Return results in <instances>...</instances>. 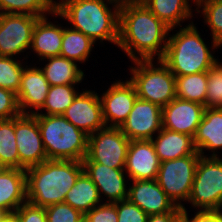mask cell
<instances>
[{
    "label": "cell",
    "mask_w": 222,
    "mask_h": 222,
    "mask_svg": "<svg viewBox=\"0 0 222 222\" xmlns=\"http://www.w3.org/2000/svg\"><path fill=\"white\" fill-rule=\"evenodd\" d=\"M19 222H47L45 207L36 206L28 201L14 212Z\"/></svg>",
    "instance_id": "obj_39"
},
{
    "label": "cell",
    "mask_w": 222,
    "mask_h": 222,
    "mask_svg": "<svg viewBox=\"0 0 222 222\" xmlns=\"http://www.w3.org/2000/svg\"><path fill=\"white\" fill-rule=\"evenodd\" d=\"M137 98L135 88L129 80L114 82L100 97L106 126L120 127Z\"/></svg>",
    "instance_id": "obj_14"
},
{
    "label": "cell",
    "mask_w": 222,
    "mask_h": 222,
    "mask_svg": "<svg viewBox=\"0 0 222 222\" xmlns=\"http://www.w3.org/2000/svg\"><path fill=\"white\" fill-rule=\"evenodd\" d=\"M129 140H151L162 129V108L137 98L127 119L119 127Z\"/></svg>",
    "instance_id": "obj_12"
},
{
    "label": "cell",
    "mask_w": 222,
    "mask_h": 222,
    "mask_svg": "<svg viewBox=\"0 0 222 222\" xmlns=\"http://www.w3.org/2000/svg\"><path fill=\"white\" fill-rule=\"evenodd\" d=\"M75 84L50 86L45 104L40 110H46L44 115H63L79 93Z\"/></svg>",
    "instance_id": "obj_31"
},
{
    "label": "cell",
    "mask_w": 222,
    "mask_h": 222,
    "mask_svg": "<svg viewBox=\"0 0 222 222\" xmlns=\"http://www.w3.org/2000/svg\"><path fill=\"white\" fill-rule=\"evenodd\" d=\"M15 136L19 155V169H28L47 159L37 118L32 114L15 117Z\"/></svg>",
    "instance_id": "obj_11"
},
{
    "label": "cell",
    "mask_w": 222,
    "mask_h": 222,
    "mask_svg": "<svg viewBox=\"0 0 222 222\" xmlns=\"http://www.w3.org/2000/svg\"><path fill=\"white\" fill-rule=\"evenodd\" d=\"M39 18L26 14H1L0 56L14 57L30 48L33 29Z\"/></svg>",
    "instance_id": "obj_10"
},
{
    "label": "cell",
    "mask_w": 222,
    "mask_h": 222,
    "mask_svg": "<svg viewBox=\"0 0 222 222\" xmlns=\"http://www.w3.org/2000/svg\"><path fill=\"white\" fill-rule=\"evenodd\" d=\"M221 198L222 159L200 156L188 202L198 210H217Z\"/></svg>",
    "instance_id": "obj_7"
},
{
    "label": "cell",
    "mask_w": 222,
    "mask_h": 222,
    "mask_svg": "<svg viewBox=\"0 0 222 222\" xmlns=\"http://www.w3.org/2000/svg\"><path fill=\"white\" fill-rule=\"evenodd\" d=\"M220 209H222V198H221V201H220V203H219V205H218V208H217V210H216V211H218V213L222 216V212H221Z\"/></svg>",
    "instance_id": "obj_43"
},
{
    "label": "cell",
    "mask_w": 222,
    "mask_h": 222,
    "mask_svg": "<svg viewBox=\"0 0 222 222\" xmlns=\"http://www.w3.org/2000/svg\"><path fill=\"white\" fill-rule=\"evenodd\" d=\"M176 97L205 106L208 71L191 75L175 76Z\"/></svg>",
    "instance_id": "obj_28"
},
{
    "label": "cell",
    "mask_w": 222,
    "mask_h": 222,
    "mask_svg": "<svg viewBox=\"0 0 222 222\" xmlns=\"http://www.w3.org/2000/svg\"><path fill=\"white\" fill-rule=\"evenodd\" d=\"M170 31L172 29L141 1L121 2L117 46L131 61L154 60L155 56H158L157 60H161L166 51Z\"/></svg>",
    "instance_id": "obj_1"
},
{
    "label": "cell",
    "mask_w": 222,
    "mask_h": 222,
    "mask_svg": "<svg viewBox=\"0 0 222 222\" xmlns=\"http://www.w3.org/2000/svg\"><path fill=\"white\" fill-rule=\"evenodd\" d=\"M196 150L204 157L203 150L213 152L210 157H218L215 150L222 149V108H205L201 123L193 137Z\"/></svg>",
    "instance_id": "obj_21"
},
{
    "label": "cell",
    "mask_w": 222,
    "mask_h": 222,
    "mask_svg": "<svg viewBox=\"0 0 222 222\" xmlns=\"http://www.w3.org/2000/svg\"><path fill=\"white\" fill-rule=\"evenodd\" d=\"M128 188V200L136 204L148 216L168 212H181L182 208L167 196L164 190L154 180H132Z\"/></svg>",
    "instance_id": "obj_16"
},
{
    "label": "cell",
    "mask_w": 222,
    "mask_h": 222,
    "mask_svg": "<svg viewBox=\"0 0 222 222\" xmlns=\"http://www.w3.org/2000/svg\"><path fill=\"white\" fill-rule=\"evenodd\" d=\"M118 222H147L148 215L128 199L116 202Z\"/></svg>",
    "instance_id": "obj_36"
},
{
    "label": "cell",
    "mask_w": 222,
    "mask_h": 222,
    "mask_svg": "<svg viewBox=\"0 0 222 222\" xmlns=\"http://www.w3.org/2000/svg\"><path fill=\"white\" fill-rule=\"evenodd\" d=\"M161 61L175 76H183L206 72L218 59L214 58L192 22L172 36L169 33Z\"/></svg>",
    "instance_id": "obj_4"
},
{
    "label": "cell",
    "mask_w": 222,
    "mask_h": 222,
    "mask_svg": "<svg viewBox=\"0 0 222 222\" xmlns=\"http://www.w3.org/2000/svg\"><path fill=\"white\" fill-rule=\"evenodd\" d=\"M84 222H118L116 202H105L92 208L85 214Z\"/></svg>",
    "instance_id": "obj_37"
},
{
    "label": "cell",
    "mask_w": 222,
    "mask_h": 222,
    "mask_svg": "<svg viewBox=\"0 0 222 222\" xmlns=\"http://www.w3.org/2000/svg\"><path fill=\"white\" fill-rule=\"evenodd\" d=\"M23 70L22 63L14 57L0 56V87L17 93Z\"/></svg>",
    "instance_id": "obj_33"
},
{
    "label": "cell",
    "mask_w": 222,
    "mask_h": 222,
    "mask_svg": "<svg viewBox=\"0 0 222 222\" xmlns=\"http://www.w3.org/2000/svg\"><path fill=\"white\" fill-rule=\"evenodd\" d=\"M26 201V170L4 168L0 172V210L14 213Z\"/></svg>",
    "instance_id": "obj_20"
},
{
    "label": "cell",
    "mask_w": 222,
    "mask_h": 222,
    "mask_svg": "<svg viewBox=\"0 0 222 222\" xmlns=\"http://www.w3.org/2000/svg\"><path fill=\"white\" fill-rule=\"evenodd\" d=\"M0 222H19L15 213L6 214Z\"/></svg>",
    "instance_id": "obj_42"
},
{
    "label": "cell",
    "mask_w": 222,
    "mask_h": 222,
    "mask_svg": "<svg viewBox=\"0 0 222 222\" xmlns=\"http://www.w3.org/2000/svg\"><path fill=\"white\" fill-rule=\"evenodd\" d=\"M16 93L0 87V120L20 116Z\"/></svg>",
    "instance_id": "obj_38"
},
{
    "label": "cell",
    "mask_w": 222,
    "mask_h": 222,
    "mask_svg": "<svg viewBox=\"0 0 222 222\" xmlns=\"http://www.w3.org/2000/svg\"><path fill=\"white\" fill-rule=\"evenodd\" d=\"M212 32V48L222 46V0H195Z\"/></svg>",
    "instance_id": "obj_32"
},
{
    "label": "cell",
    "mask_w": 222,
    "mask_h": 222,
    "mask_svg": "<svg viewBox=\"0 0 222 222\" xmlns=\"http://www.w3.org/2000/svg\"><path fill=\"white\" fill-rule=\"evenodd\" d=\"M147 222H181V212L149 215Z\"/></svg>",
    "instance_id": "obj_41"
},
{
    "label": "cell",
    "mask_w": 222,
    "mask_h": 222,
    "mask_svg": "<svg viewBox=\"0 0 222 222\" xmlns=\"http://www.w3.org/2000/svg\"><path fill=\"white\" fill-rule=\"evenodd\" d=\"M0 164L4 168L19 169V155L15 136V117L0 120Z\"/></svg>",
    "instance_id": "obj_29"
},
{
    "label": "cell",
    "mask_w": 222,
    "mask_h": 222,
    "mask_svg": "<svg viewBox=\"0 0 222 222\" xmlns=\"http://www.w3.org/2000/svg\"><path fill=\"white\" fill-rule=\"evenodd\" d=\"M7 213L3 210H0V220L6 215Z\"/></svg>",
    "instance_id": "obj_44"
},
{
    "label": "cell",
    "mask_w": 222,
    "mask_h": 222,
    "mask_svg": "<svg viewBox=\"0 0 222 222\" xmlns=\"http://www.w3.org/2000/svg\"><path fill=\"white\" fill-rule=\"evenodd\" d=\"M47 222H84V214L66 203L45 207Z\"/></svg>",
    "instance_id": "obj_35"
},
{
    "label": "cell",
    "mask_w": 222,
    "mask_h": 222,
    "mask_svg": "<svg viewBox=\"0 0 222 222\" xmlns=\"http://www.w3.org/2000/svg\"><path fill=\"white\" fill-rule=\"evenodd\" d=\"M170 29H175L180 22L192 18L189 0H139ZM191 17V18H189Z\"/></svg>",
    "instance_id": "obj_25"
},
{
    "label": "cell",
    "mask_w": 222,
    "mask_h": 222,
    "mask_svg": "<svg viewBox=\"0 0 222 222\" xmlns=\"http://www.w3.org/2000/svg\"><path fill=\"white\" fill-rule=\"evenodd\" d=\"M46 17L37 20L33 33L31 49L44 60L59 56L62 46L63 27L47 21Z\"/></svg>",
    "instance_id": "obj_23"
},
{
    "label": "cell",
    "mask_w": 222,
    "mask_h": 222,
    "mask_svg": "<svg viewBox=\"0 0 222 222\" xmlns=\"http://www.w3.org/2000/svg\"><path fill=\"white\" fill-rule=\"evenodd\" d=\"M84 172L73 160H45L26 169L27 201L40 207L64 203L68 191Z\"/></svg>",
    "instance_id": "obj_3"
},
{
    "label": "cell",
    "mask_w": 222,
    "mask_h": 222,
    "mask_svg": "<svg viewBox=\"0 0 222 222\" xmlns=\"http://www.w3.org/2000/svg\"><path fill=\"white\" fill-rule=\"evenodd\" d=\"M204 111V105L176 97L162 107V128L194 137Z\"/></svg>",
    "instance_id": "obj_15"
},
{
    "label": "cell",
    "mask_w": 222,
    "mask_h": 222,
    "mask_svg": "<svg viewBox=\"0 0 222 222\" xmlns=\"http://www.w3.org/2000/svg\"><path fill=\"white\" fill-rule=\"evenodd\" d=\"M200 156L196 151L194 154L160 164L156 181L178 207H183L181 201H188Z\"/></svg>",
    "instance_id": "obj_8"
},
{
    "label": "cell",
    "mask_w": 222,
    "mask_h": 222,
    "mask_svg": "<svg viewBox=\"0 0 222 222\" xmlns=\"http://www.w3.org/2000/svg\"><path fill=\"white\" fill-rule=\"evenodd\" d=\"M129 145L130 140L119 127L105 126L88 136L87 154L82 161L125 169Z\"/></svg>",
    "instance_id": "obj_9"
},
{
    "label": "cell",
    "mask_w": 222,
    "mask_h": 222,
    "mask_svg": "<svg viewBox=\"0 0 222 222\" xmlns=\"http://www.w3.org/2000/svg\"><path fill=\"white\" fill-rule=\"evenodd\" d=\"M82 164L84 172L98 188L100 198L101 194L109 198L106 203H115L128 198L124 169L110 168L93 161H82Z\"/></svg>",
    "instance_id": "obj_17"
},
{
    "label": "cell",
    "mask_w": 222,
    "mask_h": 222,
    "mask_svg": "<svg viewBox=\"0 0 222 222\" xmlns=\"http://www.w3.org/2000/svg\"><path fill=\"white\" fill-rule=\"evenodd\" d=\"M33 115L37 118L47 159L82 162L87 154V134L63 115H44L43 112Z\"/></svg>",
    "instance_id": "obj_5"
},
{
    "label": "cell",
    "mask_w": 222,
    "mask_h": 222,
    "mask_svg": "<svg viewBox=\"0 0 222 222\" xmlns=\"http://www.w3.org/2000/svg\"><path fill=\"white\" fill-rule=\"evenodd\" d=\"M154 60L133 61L136 67L131 68V78L138 98L150 101L161 108L176 98L175 75L161 61L155 67Z\"/></svg>",
    "instance_id": "obj_6"
},
{
    "label": "cell",
    "mask_w": 222,
    "mask_h": 222,
    "mask_svg": "<svg viewBox=\"0 0 222 222\" xmlns=\"http://www.w3.org/2000/svg\"><path fill=\"white\" fill-rule=\"evenodd\" d=\"M94 44L95 42L81 31L72 29V27L63 28L60 56L75 62H85L91 54Z\"/></svg>",
    "instance_id": "obj_27"
},
{
    "label": "cell",
    "mask_w": 222,
    "mask_h": 222,
    "mask_svg": "<svg viewBox=\"0 0 222 222\" xmlns=\"http://www.w3.org/2000/svg\"><path fill=\"white\" fill-rule=\"evenodd\" d=\"M27 67L22 72L20 88L16 96L21 114L33 115L35 110L38 112L45 104L50 85L39 67ZM28 109L31 111L29 112Z\"/></svg>",
    "instance_id": "obj_19"
},
{
    "label": "cell",
    "mask_w": 222,
    "mask_h": 222,
    "mask_svg": "<svg viewBox=\"0 0 222 222\" xmlns=\"http://www.w3.org/2000/svg\"><path fill=\"white\" fill-rule=\"evenodd\" d=\"M222 108V64L217 61L208 70L205 108Z\"/></svg>",
    "instance_id": "obj_34"
},
{
    "label": "cell",
    "mask_w": 222,
    "mask_h": 222,
    "mask_svg": "<svg viewBox=\"0 0 222 222\" xmlns=\"http://www.w3.org/2000/svg\"><path fill=\"white\" fill-rule=\"evenodd\" d=\"M102 201L98 188L93 181L83 172L76 183L68 191L64 203L81 211L84 215L92 208L100 205Z\"/></svg>",
    "instance_id": "obj_26"
},
{
    "label": "cell",
    "mask_w": 222,
    "mask_h": 222,
    "mask_svg": "<svg viewBox=\"0 0 222 222\" xmlns=\"http://www.w3.org/2000/svg\"><path fill=\"white\" fill-rule=\"evenodd\" d=\"M54 11L55 4L51 0H0L1 14H26L41 18Z\"/></svg>",
    "instance_id": "obj_30"
},
{
    "label": "cell",
    "mask_w": 222,
    "mask_h": 222,
    "mask_svg": "<svg viewBox=\"0 0 222 222\" xmlns=\"http://www.w3.org/2000/svg\"><path fill=\"white\" fill-rule=\"evenodd\" d=\"M161 161L151 140H130L125 173L131 180H154Z\"/></svg>",
    "instance_id": "obj_18"
},
{
    "label": "cell",
    "mask_w": 222,
    "mask_h": 222,
    "mask_svg": "<svg viewBox=\"0 0 222 222\" xmlns=\"http://www.w3.org/2000/svg\"><path fill=\"white\" fill-rule=\"evenodd\" d=\"M46 59L48 63L40 69L50 86L77 84L82 82L85 75L84 72L77 67V62L60 55Z\"/></svg>",
    "instance_id": "obj_24"
},
{
    "label": "cell",
    "mask_w": 222,
    "mask_h": 222,
    "mask_svg": "<svg viewBox=\"0 0 222 222\" xmlns=\"http://www.w3.org/2000/svg\"><path fill=\"white\" fill-rule=\"evenodd\" d=\"M108 4H113V11ZM61 0L52 13L68 20L72 29L81 31L92 41L98 39L117 45L119 38V13L121 2L117 0Z\"/></svg>",
    "instance_id": "obj_2"
},
{
    "label": "cell",
    "mask_w": 222,
    "mask_h": 222,
    "mask_svg": "<svg viewBox=\"0 0 222 222\" xmlns=\"http://www.w3.org/2000/svg\"><path fill=\"white\" fill-rule=\"evenodd\" d=\"M181 222H222V216L216 210H199L193 218L189 219L188 212L183 206Z\"/></svg>",
    "instance_id": "obj_40"
},
{
    "label": "cell",
    "mask_w": 222,
    "mask_h": 222,
    "mask_svg": "<svg viewBox=\"0 0 222 222\" xmlns=\"http://www.w3.org/2000/svg\"><path fill=\"white\" fill-rule=\"evenodd\" d=\"M151 142L161 162L182 158L197 151L192 136L165 128H162Z\"/></svg>",
    "instance_id": "obj_22"
},
{
    "label": "cell",
    "mask_w": 222,
    "mask_h": 222,
    "mask_svg": "<svg viewBox=\"0 0 222 222\" xmlns=\"http://www.w3.org/2000/svg\"><path fill=\"white\" fill-rule=\"evenodd\" d=\"M63 116L88 136L106 126L100 97L92 90L78 93Z\"/></svg>",
    "instance_id": "obj_13"
}]
</instances>
